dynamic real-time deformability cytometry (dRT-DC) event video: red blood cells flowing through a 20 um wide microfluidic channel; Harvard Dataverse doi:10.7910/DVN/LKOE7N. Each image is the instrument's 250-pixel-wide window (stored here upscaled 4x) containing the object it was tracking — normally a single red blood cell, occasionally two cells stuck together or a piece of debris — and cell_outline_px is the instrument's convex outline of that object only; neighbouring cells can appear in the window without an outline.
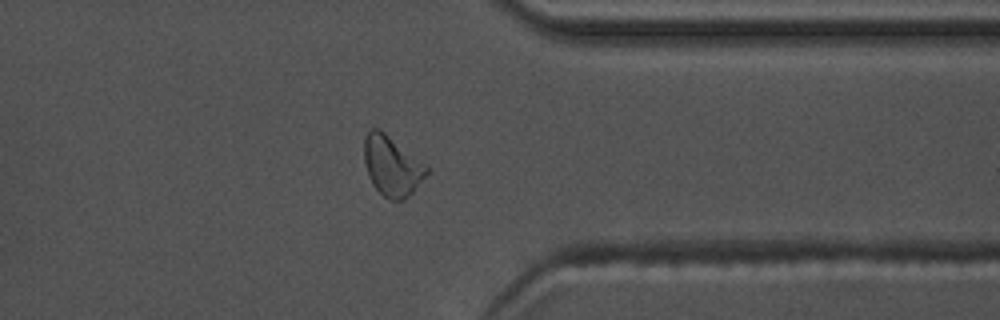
{"species": "common noctule bat (a hibernating species)", "species_latin": "Nyctalus noctula", "temperature_condition": "warm", "stored_images_in_passage": 41, "camera_frame_rate_fps": 3000, "um_per_image_px": 0.085, "animal": {"sex": "male", "body_mass_g": 17.5, "forearm_length_mm": 52.3}, "frame": {"image": 1, "passage_image": 30, "time_ms": 9.667, "image_size_px": [1000, 320], "cell_outline_px": [[432, 168], [412, 192], [404, 200], [392, 200], [384, 196], [372, 184], [368, 176], [364, 160], [364, 136], [372, 128], [376, 128], [384, 132], [428, 164]], "centroid_in_image_um": [33.34, 14.09], "position_along_channel_um": 378.1, "area_um2": 21.96}, "authors_computed_cell_mechanics": {"area_um2": 19.652, "velocity_mm_per_s": 3.7251, "shape_relaxation_time_tau1_ms": 5.3087, "shape_relaxation_time_tau2_ms": 1.7793, "deformation_change_tau1": 0.1604, "deformation_change_tau2": 0.1051}}